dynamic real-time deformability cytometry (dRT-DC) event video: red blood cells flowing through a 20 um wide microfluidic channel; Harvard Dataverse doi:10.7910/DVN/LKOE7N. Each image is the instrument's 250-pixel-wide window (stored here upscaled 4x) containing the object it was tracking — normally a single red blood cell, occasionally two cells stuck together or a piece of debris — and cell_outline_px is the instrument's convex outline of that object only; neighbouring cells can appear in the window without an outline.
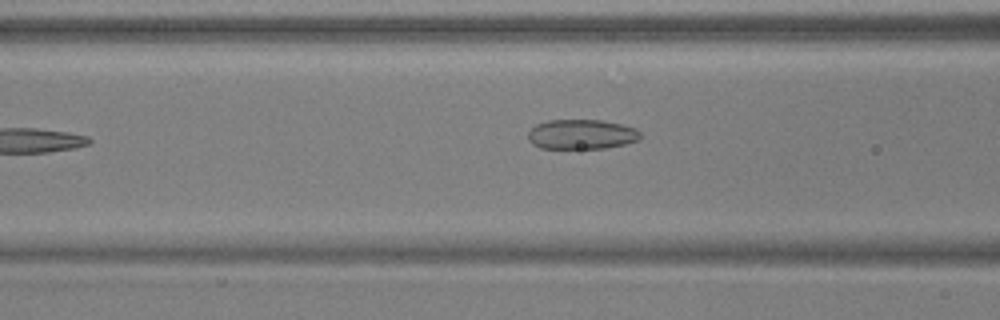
{"species": "common noctule bat (a hibernating species)", "species_latin": "Nyctalus noctula", "temperature_condition": "warm", "stored_images_in_passage": 8, "camera_frame_rate_fps": 3000, "um_per_image_px": 0.085, "animal": {"sex": "male", "body_mass_g": 17.9, "forearm_length_mm": 54.2}, "frame": {"image": 1, "passage_image": 7, "time_ms": 2.0, "image_size_px": [1000, 320], "cell_outline_px": [[640, 136], [636, 140], [624, 144], [604, 148], [540, 148], [532, 144], [528, 140], [528, 132], [536, 124], [548, 120], [600, 120], [620, 124], [636, 128], [640, 132]], "centroid_in_image_um": [49.39, 11.41], "position_along_channel_um": 117.2, "area_um2": 19.36}}
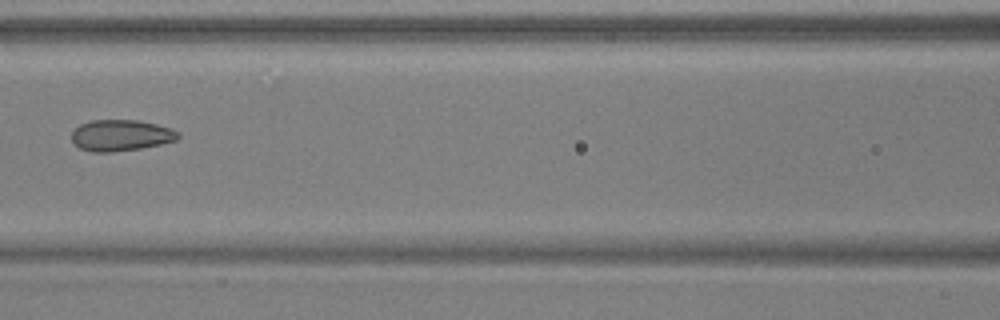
{"frame": {"image": 2, "passage_image": 8, "time_ms": 2.333, "image_size_px": [1000, 320], "cell_outline_px": [[180, 136], [176, 140], [160, 144], [140, 148], [112, 152], [92, 152], [80, 148], [72, 140], [72, 132], [80, 124], [92, 120], [136, 120], [156, 124], [172, 128], [180, 132]], "centroid_in_image_um": [10.29, 11.5], "position_along_channel_um": 156.3, "area_um2": 19.31}}